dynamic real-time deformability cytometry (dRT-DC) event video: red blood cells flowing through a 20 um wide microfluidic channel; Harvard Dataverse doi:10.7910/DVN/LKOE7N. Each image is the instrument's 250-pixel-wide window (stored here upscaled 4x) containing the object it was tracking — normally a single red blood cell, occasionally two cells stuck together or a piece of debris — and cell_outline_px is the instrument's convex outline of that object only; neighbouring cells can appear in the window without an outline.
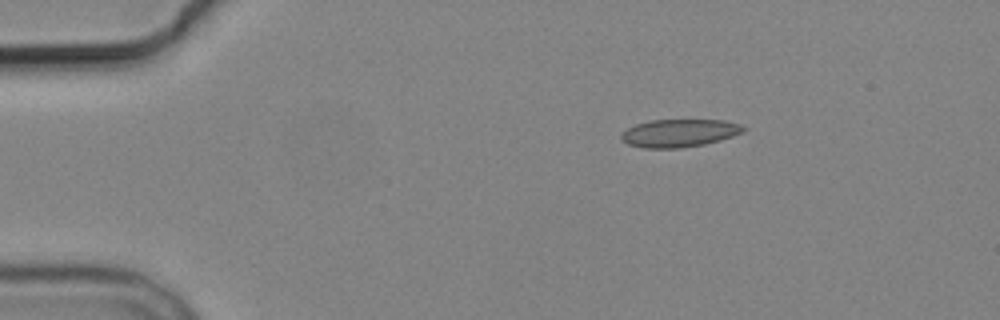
{"species": "common noctule bat (a hibernating species)", "species_latin": "Nyctalus noctula", "temperature_condition": "cold", "stored_images_in_passage": 3, "camera_frame_rate_fps": 3000, "um_per_image_px": 0.085, "animal": {"sex": "male", "body_mass_g": 19.2, "forearm_length_mm": 51.8}, "frame": {"image": 1, "passage_image": 1, "time_ms": 0.0, "image_size_px": [1000, 320], "cell_outline_px": [[748, 128], [744, 132], [720, 140], [704, 144], [680, 148], [644, 148], [628, 144], [620, 136], [628, 128], [636, 124], [648, 120], [724, 120], [740, 124]], "centroid_in_image_um": [57.78, 11.3], "position_along_channel_um": 27.2, "area_um2": 19.77}}